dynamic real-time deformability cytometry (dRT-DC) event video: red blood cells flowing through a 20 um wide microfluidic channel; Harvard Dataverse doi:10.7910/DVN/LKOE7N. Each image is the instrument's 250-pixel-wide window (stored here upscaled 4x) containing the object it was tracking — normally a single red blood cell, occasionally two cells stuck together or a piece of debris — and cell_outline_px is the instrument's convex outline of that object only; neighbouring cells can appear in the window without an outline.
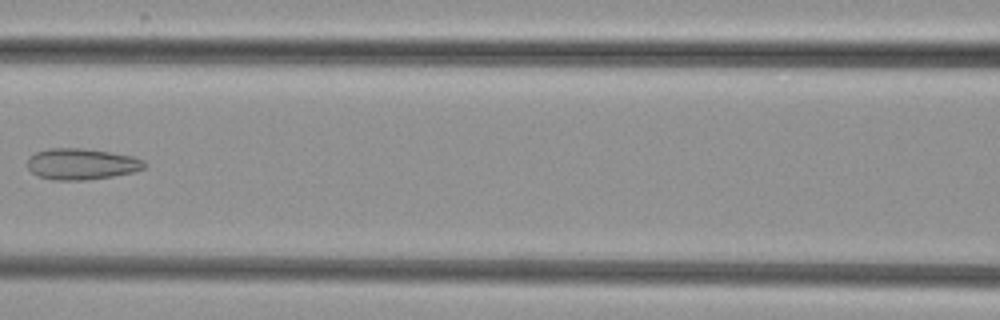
{"species": "common noctule bat (a hibernating species)", "species_latin": "Nyctalus noctula", "temperature_condition": "cold", "stored_images_in_passage": 7, "camera_frame_rate_fps": 3000, "um_per_image_px": 0.085, "animal": {"sex": "female", "body_mass_g": 29.2, "forearm_length_mm": 56.3}, "frame": {"image": 1, "passage_image": 6, "time_ms": 7.0, "image_size_px": [1000, 320], "cell_outline_px": [[148, 164], [144, 168], [132, 172], [112, 176], [88, 180], [52, 180], [40, 176], [32, 172], [28, 168], [28, 156], [36, 152], [48, 148], [84, 148], [132, 156], [144, 160]], "centroid_in_image_um": [6.93, 13.94], "position_along_channel_um": 159.7, "area_um2": 21.27}}
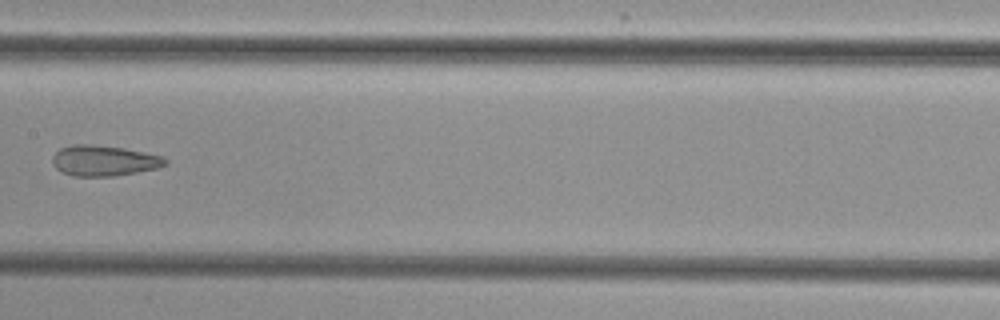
{"frame": {"image": 2, "passage_image": 7, "time_ms": 8.0, "image_size_px": [1000, 320], "cell_outline_px": [[168, 164], [156, 168], [116, 176], [72, 176], [56, 168], [52, 164], [52, 156], [60, 148], [72, 144], [92, 144], [124, 148], [164, 156], [168, 160]], "centroid_in_image_um": [8.84, 13.65], "position_along_channel_um": 198.6, "area_um2": 20.23}}